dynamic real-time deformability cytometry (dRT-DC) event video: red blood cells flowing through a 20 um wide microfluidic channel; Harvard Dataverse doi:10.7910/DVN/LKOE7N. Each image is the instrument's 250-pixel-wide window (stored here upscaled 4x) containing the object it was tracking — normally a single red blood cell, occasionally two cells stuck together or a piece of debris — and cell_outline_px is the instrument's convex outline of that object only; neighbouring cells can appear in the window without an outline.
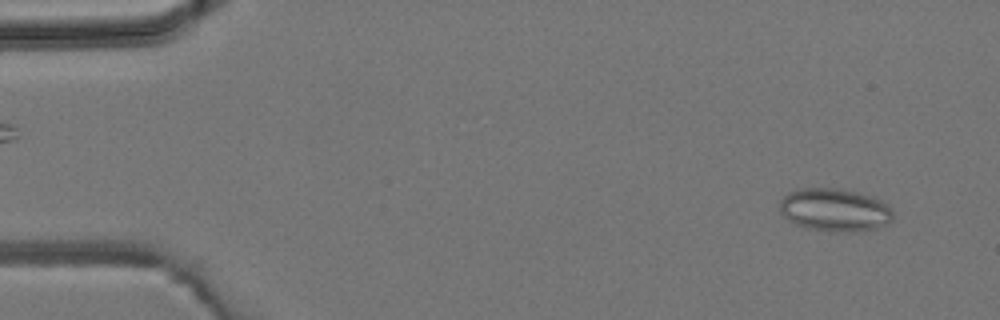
{"species": "common noctule bat (a hibernating species)", "species_latin": "Nyctalus noctula", "temperature_condition": "room temperature", "stored_images_in_passage": 4, "camera_frame_rate_fps": 3000, "um_per_image_px": 0.085, "animal": {"sex": "male", "body_mass_g": 19.2, "forearm_length_mm": 51.8}, "frame": {"image": 1, "passage_image": 1, "time_ms": 0.0, "image_size_px": [1000, 320], "cell_outline_px": [[892, 220], [888, 224], [876, 228], [852, 232], [828, 232], [808, 228], [796, 224], [788, 220], [780, 212], [780, 200], [788, 192], [796, 188], [836, 188], [856, 192], [872, 196], [888, 204], [892, 208]], "centroid_in_image_um": [70.95, 17.84], "position_along_channel_um": 14.1, "area_um2": 28.67}}